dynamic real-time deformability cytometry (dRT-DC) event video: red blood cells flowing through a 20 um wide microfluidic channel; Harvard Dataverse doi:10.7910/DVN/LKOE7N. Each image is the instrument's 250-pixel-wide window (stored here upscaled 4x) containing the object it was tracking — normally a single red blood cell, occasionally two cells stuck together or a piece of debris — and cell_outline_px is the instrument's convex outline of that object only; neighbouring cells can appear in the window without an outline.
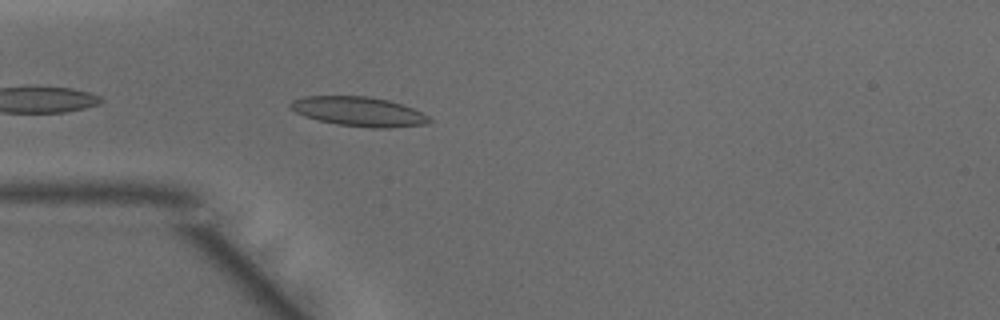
{"species": "common noctule bat (a hibernating species)", "species_latin": "Nyctalus noctula", "temperature_condition": "warm", "stored_images_in_passage": 6, "camera_frame_rate_fps": 3000, "um_per_image_px": 0.085, "animal": {"sex": "male", "body_mass_g": 15.6}, "frame": {"image": 1, "passage_image": 3, "time_ms": 0.667, "image_size_px": [1000, 320], "cell_outline_px": [[432, 120], [428, 124], [388, 128], [372, 128], [336, 124], [304, 116], [288, 108], [288, 104], [292, 100], [304, 96], [368, 96], [388, 100], [412, 108], [428, 116]], "centroid_in_image_um": [30.47, 9.48], "position_along_channel_um": 54.5, "area_um2": 23.81}}